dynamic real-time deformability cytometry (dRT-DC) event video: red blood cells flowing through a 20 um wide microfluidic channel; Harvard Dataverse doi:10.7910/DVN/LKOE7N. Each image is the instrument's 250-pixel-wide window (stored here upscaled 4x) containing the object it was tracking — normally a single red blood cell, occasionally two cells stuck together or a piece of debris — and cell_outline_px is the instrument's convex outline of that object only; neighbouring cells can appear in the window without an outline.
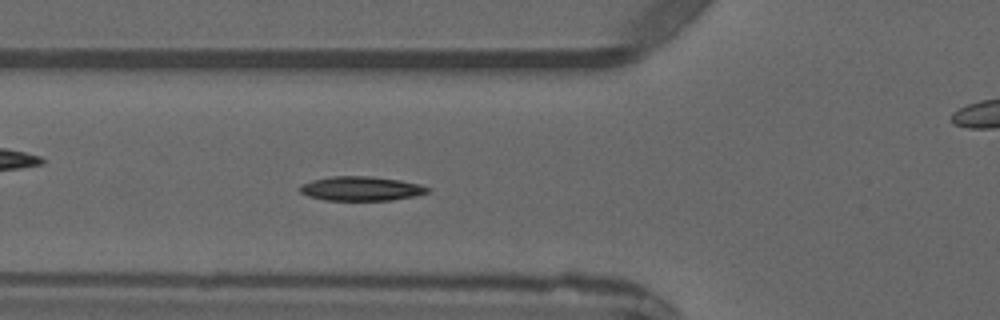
{"species": "common noctule bat (a hibernating species)", "species_latin": "Nyctalus noctula", "temperature_condition": "warm", "stored_images_in_passage": 6, "camera_frame_rate_fps": 3000, "um_per_image_px": 0.085, "animal": {"sex": "male", "forearm_length_mm": 52.5}, "frame": {"image": 1, "passage_image": 5, "time_ms": 5.667, "image_size_px": [1000, 320], "cell_outline_px": [[432, 188], [428, 192], [416, 196], [392, 200], [324, 200], [308, 196], [300, 192], [300, 184], [312, 180], [332, 176], [372, 176], [400, 180], [420, 184]], "centroid_in_image_um": [30.71, 16.03], "position_along_channel_um": 95.1, "area_um2": 18.21}}